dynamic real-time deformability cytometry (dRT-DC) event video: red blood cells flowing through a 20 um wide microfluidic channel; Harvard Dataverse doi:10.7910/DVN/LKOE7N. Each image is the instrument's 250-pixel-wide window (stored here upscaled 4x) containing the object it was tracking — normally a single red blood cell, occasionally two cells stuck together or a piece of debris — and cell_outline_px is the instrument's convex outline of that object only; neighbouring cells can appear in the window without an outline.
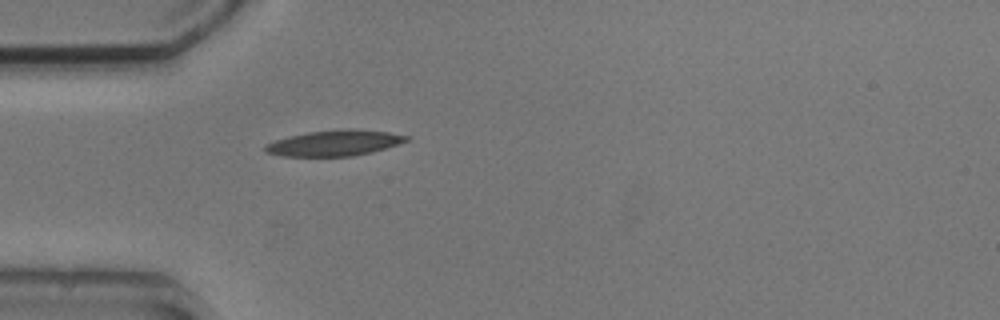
{"species": "common noctule bat (a hibernating species)", "species_latin": "Nyctalus noctula", "temperature_condition": "cold", "stored_images_in_passage": 1, "camera_frame_rate_fps": 3000, "um_per_image_px": 0.085, "animal": {"sex": "male", "body_mass_g": 20.5, "forearm_length_mm": 52.5}, "frame": {"image": 1, "passage_image": 1, "time_ms": 0.0, "image_size_px": [1000, 320], "cell_outline_px": [[412, 136], [408, 140], [372, 152], [352, 156], [284, 156], [264, 152], [264, 144], [288, 136], [308, 132], [348, 128], [352, 128], [388, 132]], "centroid_in_image_um": [28.41, 12.15], "position_along_channel_um": 56.6, "area_um2": 21.15}}